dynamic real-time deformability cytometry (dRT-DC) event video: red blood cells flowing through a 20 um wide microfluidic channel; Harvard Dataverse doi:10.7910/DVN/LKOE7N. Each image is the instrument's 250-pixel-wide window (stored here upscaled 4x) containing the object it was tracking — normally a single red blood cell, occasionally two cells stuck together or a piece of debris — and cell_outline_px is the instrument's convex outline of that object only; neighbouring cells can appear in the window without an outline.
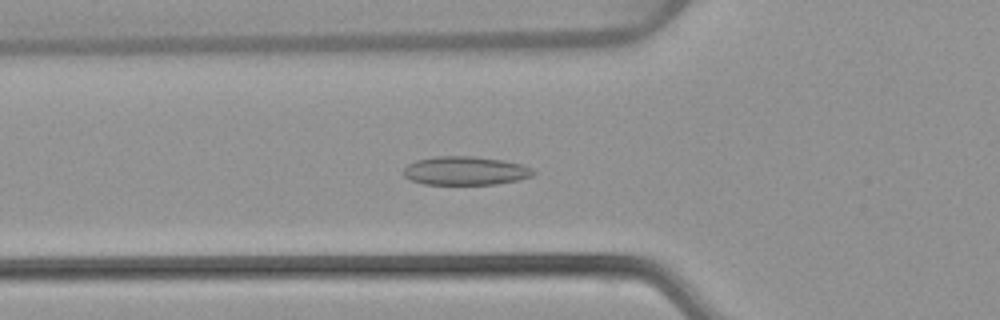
{"species": "common noctule bat (a hibernating species)", "species_latin": "Nyctalus noctula", "temperature_condition": "warm", "stored_images_in_passage": 51, "camera_frame_rate_fps": 3000, "um_per_image_px": 0.085, "animal": {"sex": "female", "body_mass_g": 22.7, "forearm_length_mm": 54.2}, "frame": {"image": 1, "passage_image": 17, "time_ms": 5.333, "image_size_px": [1000, 320], "cell_outline_px": [[536, 172], [532, 176], [520, 180], [496, 184], [424, 184], [412, 180], [404, 176], [404, 168], [408, 164], [416, 160], [436, 156], [476, 156], [504, 160], [520, 164], [532, 168]], "centroid_in_image_um": [39.58, 14.51], "position_along_channel_um": 86.2, "area_um2": 21.73}}
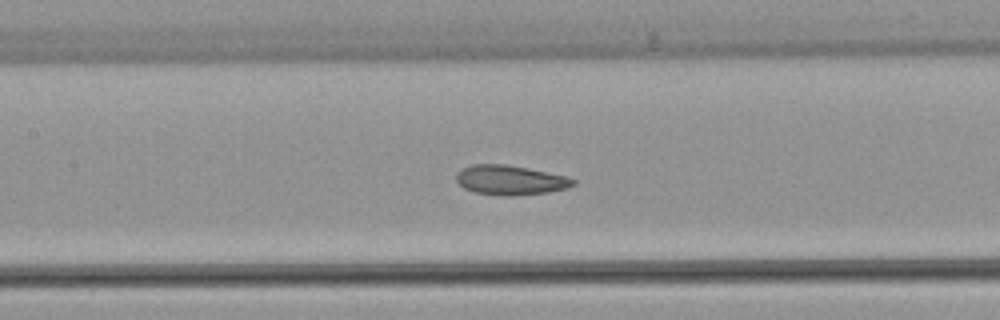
{"frame": {"image": 2, "passage_image": 23, "time_ms": 7.333, "image_size_px": [1000, 320], "cell_outline_px": [[576, 184], [568, 188], [548, 192], [512, 196], [504, 196], [476, 192], [464, 188], [456, 180], [456, 172], [472, 164], [508, 164], [568, 176], [576, 180]], "centroid_in_image_um": [43.41, 15.3], "position_along_channel_um": 164.0, "area_um2": 20.29}}
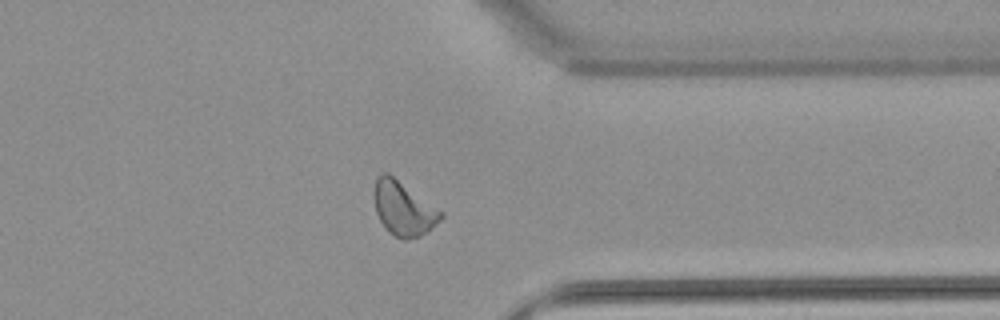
{"frame": {"image": 3, "passage_image": 40, "time_ms": 13.0, "image_size_px": [1000, 320], "cell_outline_px": [[444, 216], [428, 232], [420, 236], [408, 240], [404, 240], [388, 232], [384, 228], [376, 212], [372, 192], [376, 176], [384, 172], [388, 172], [444, 212]], "centroid_in_image_um": [34.27, 17.71], "position_along_channel_um": 377.1, "area_um2": 21.44}, "authors_computed_cell_mechanics": {"area_um2": 20.808, "velocity_mm_per_s": 3.8597, "shape_relaxation_time_tau1_ms": null, "shape_relaxation_time_tau2_ms": 1.9891, "deformation_change_tau1": null, "deformation_change_tau2": 0.0847}}